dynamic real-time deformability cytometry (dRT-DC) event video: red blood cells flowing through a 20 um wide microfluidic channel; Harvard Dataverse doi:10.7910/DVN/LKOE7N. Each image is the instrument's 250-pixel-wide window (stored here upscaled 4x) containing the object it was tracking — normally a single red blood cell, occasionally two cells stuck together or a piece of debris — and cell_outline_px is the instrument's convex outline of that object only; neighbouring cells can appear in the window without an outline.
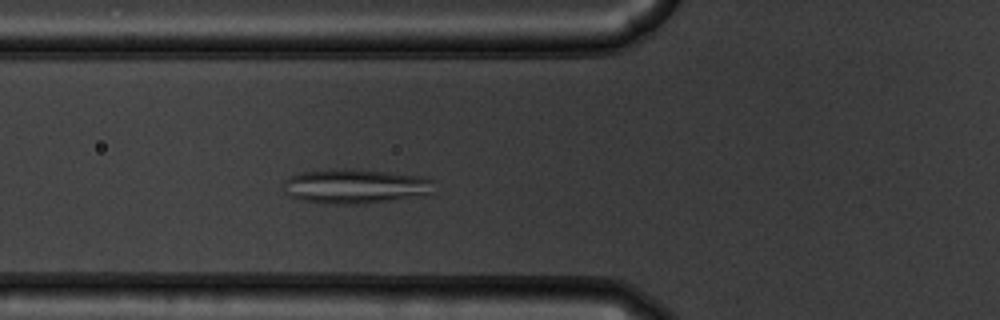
{"species": "common noctule bat (a hibernating species)", "species_latin": "Nyctalus noctula", "temperature_condition": "warm", "stored_images_in_passage": 49, "camera_frame_rate_fps": 3000, "um_per_image_px": 0.085, "animal": {"sex": "male", "body_mass_g": 19.5, "forearm_length_mm": 54.6}, "frame": {"image": 1, "passage_image": 15, "time_ms": 4.667, "image_size_px": [1000, 320], "cell_outline_px": [[436, 180], [432, 196], [368, 204], [320, 204], [288, 196], [284, 192], [284, 180], [300, 172], [348, 168], [356, 168], [428, 176]], "centroid_in_image_um": [30.36, 15.84], "position_along_channel_um": 95.4, "area_um2": 31.73}}
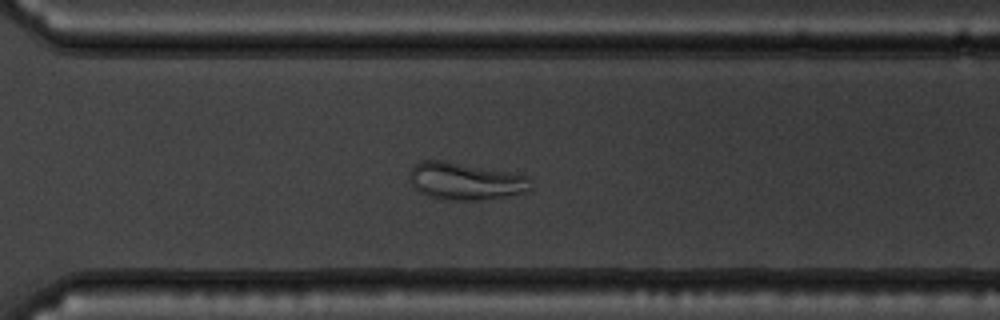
{"frame": {"image": 2, "passage_image": 34, "time_ms": 11.0, "image_size_px": [1000, 320], "cell_outline_px": [[532, 188], [528, 192], [480, 200], [440, 200], [428, 196], [420, 192], [412, 184], [408, 176], [408, 172], [420, 160], [440, 160], [512, 172], [528, 176]], "centroid_in_image_um": [39.54, 15.4], "position_along_channel_um": 331.1, "area_um2": 26.47}}
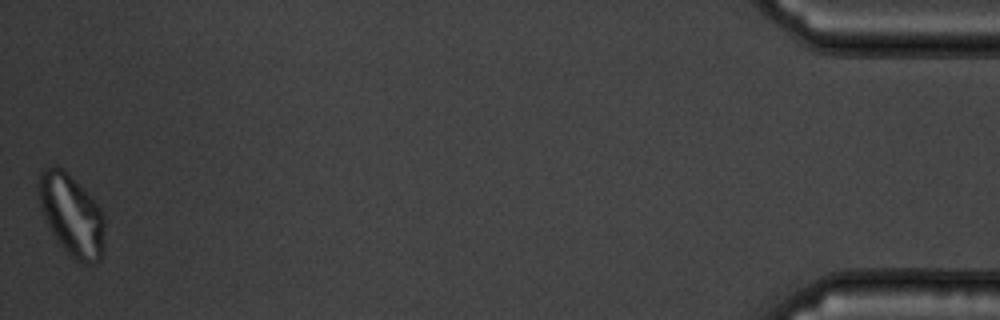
{"frame": {"image": 3, "passage_image": 49, "time_ms": 16.0, "image_size_px": [1000, 320], "cell_outline_px": [[104, 248], [100, 260], [96, 264], [80, 264], [60, 244], [52, 232], [40, 208], [36, 184], [40, 172], [44, 168], [64, 168], [88, 192], [100, 208], [104, 216]], "centroid_in_image_um": [6.09, 18.27], "position_along_channel_um": 429.1, "area_um2": 31.62}}